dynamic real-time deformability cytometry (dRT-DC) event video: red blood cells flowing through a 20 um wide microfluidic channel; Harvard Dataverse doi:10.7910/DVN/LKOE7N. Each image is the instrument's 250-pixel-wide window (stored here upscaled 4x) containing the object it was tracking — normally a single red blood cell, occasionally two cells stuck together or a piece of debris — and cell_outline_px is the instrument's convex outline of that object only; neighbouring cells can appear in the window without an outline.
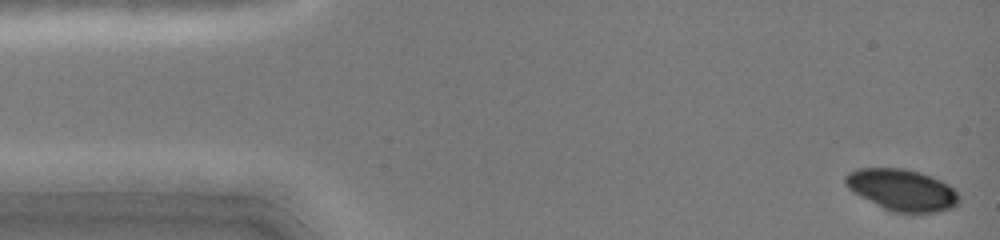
{"species": "common noctule bat (a hibernating species)", "species_latin": "Nyctalus noctula", "temperature_condition": "cold", "stored_images_in_passage": 46, "camera_frame_rate_fps": 3000, "um_per_image_px": 0.085, "animal": {"sex": "female", "body_mass_g": 19.0, "forearm_length_mm": 51.5}, "frame": {"image": 1, "passage_image": 1, "time_ms": 0.0, "image_size_px": [1000, 240], "cell_outline_px": [[960, 204], [956, 208], [940, 212], [892, 212], [852, 192], [844, 184], [844, 176], [848, 172], [856, 168], [904, 168], [920, 172], [932, 176], [948, 184], [960, 196]], "centroid_in_image_um": [76.69, 16.14], "position_along_channel_um": 8.3, "area_um2": 27.86}}
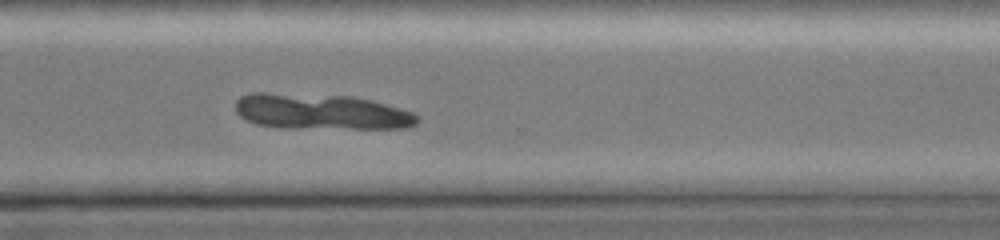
{"frame": {"image": 2, "passage_image": 34, "time_ms": 11.0, "image_size_px": [1000, 240], "cell_outline_px": [[420, 120], [416, 124], [404, 128], [296, 128], [256, 124], [240, 116], [236, 112], [236, 100], [240, 96], [252, 92], [264, 92], [352, 96], [384, 104], [412, 112]], "centroid_in_image_um": [27.25, 9.49], "position_along_channel_um": 343.4, "area_um2": 37.51}}
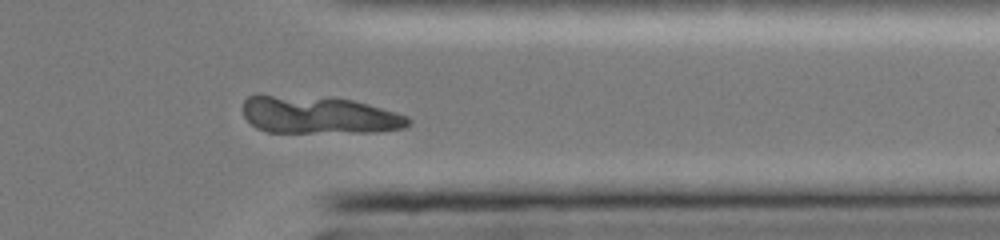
{"frame": {"image": 3, "passage_image": 37, "time_ms": 12.0, "image_size_px": [1000, 240], "cell_outline_px": [[412, 120], [404, 128], [376, 132], [268, 132], [256, 128], [244, 116], [244, 100], [248, 96], [272, 96], [352, 100], [368, 104], [396, 112], [408, 116]], "centroid_in_image_um": [27.15, 9.81], "position_along_channel_um": 384.2, "area_um2": 35.26}}